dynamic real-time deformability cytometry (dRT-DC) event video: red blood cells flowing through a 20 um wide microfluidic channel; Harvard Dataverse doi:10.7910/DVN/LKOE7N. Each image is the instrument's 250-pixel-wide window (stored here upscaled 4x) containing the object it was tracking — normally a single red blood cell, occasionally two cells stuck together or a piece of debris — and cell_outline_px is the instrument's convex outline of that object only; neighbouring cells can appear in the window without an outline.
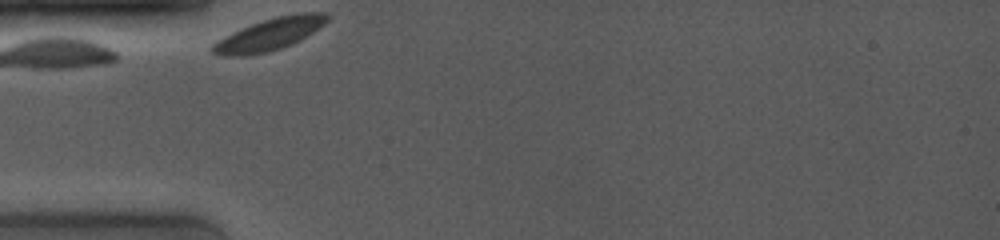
{"species": "common noctule bat (a hibernating species)", "species_latin": "Nyctalus noctula", "temperature_condition": "room temperature", "stored_images_in_passage": 5, "camera_frame_rate_fps": 4000, "um_per_image_px": 0.085, "animal": {"sex": "female", "body_mass_g": 19.0, "forearm_length_mm": 53.3}, "frame": {"image": 1, "passage_image": 1, "time_ms": 0.0, "image_size_px": [1000, 240], "cell_outline_px": [[328, 20], [324, 24], [300, 40], [292, 44], [268, 52], [244, 56], [224, 56], [212, 52], [208, 48], [212, 44], [224, 36], [232, 32], [252, 24], [276, 16], [296, 12], [328, 12]], "centroid_in_image_um": [22.9, 2.91], "position_along_channel_um": 62.1, "area_um2": 21.44}}